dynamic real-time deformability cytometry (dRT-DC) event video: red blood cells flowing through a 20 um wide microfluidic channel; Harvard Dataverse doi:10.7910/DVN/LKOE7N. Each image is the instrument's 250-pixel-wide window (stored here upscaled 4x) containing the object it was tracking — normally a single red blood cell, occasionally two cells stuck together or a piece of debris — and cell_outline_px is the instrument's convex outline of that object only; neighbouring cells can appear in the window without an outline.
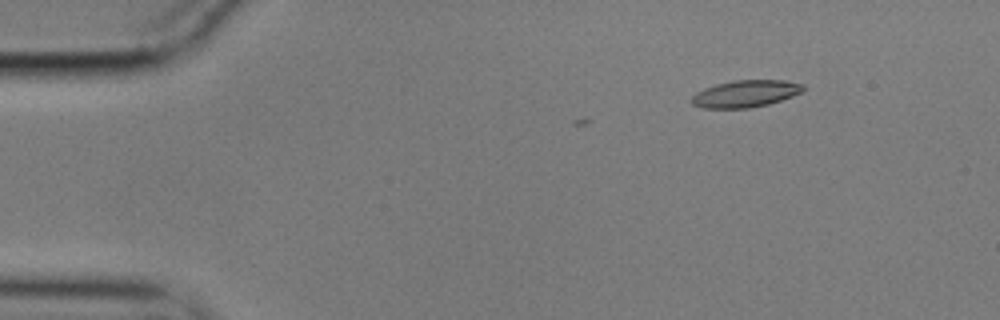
{"species": "common noctule bat (a hibernating species)", "species_latin": "Nyctalus noctula", "temperature_condition": "cold", "stored_images_in_passage": 6, "camera_frame_rate_fps": 3000, "um_per_image_px": 0.085, "animal": {"sex": "male", "body_mass_g": 17.9}, "frame": {"image": 1, "passage_image": 6, "time_ms": 1.667, "image_size_px": [1000, 320], "cell_outline_px": [[804, 88], [800, 92], [792, 96], [768, 104], [748, 108], [704, 108], [692, 104], [692, 96], [696, 92], [704, 88], [716, 84], [732, 80], [784, 80], [804, 84]], "centroid_in_image_um": [63.35, 7.95], "position_along_channel_um": 21.7, "area_um2": 17.46}}